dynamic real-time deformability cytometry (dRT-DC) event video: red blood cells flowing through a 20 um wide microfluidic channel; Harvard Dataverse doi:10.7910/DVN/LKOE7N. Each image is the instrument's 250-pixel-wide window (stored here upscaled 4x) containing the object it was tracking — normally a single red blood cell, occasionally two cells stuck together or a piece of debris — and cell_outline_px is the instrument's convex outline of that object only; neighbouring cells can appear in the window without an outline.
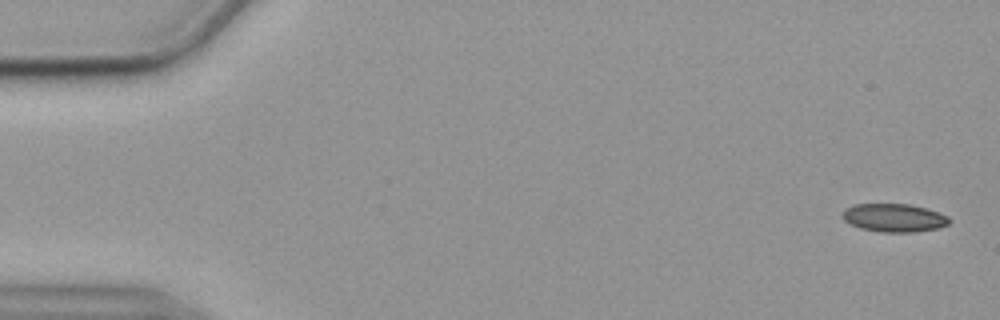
{"species": "common noctule bat (a hibernating species)", "species_latin": "Nyctalus noctula", "temperature_condition": "cold", "stored_images_in_passage": 49, "camera_frame_rate_fps": 3000, "um_per_image_px": 0.085, "animal": {"sex": "female", "body_mass_g": 19.9}, "frame": {"image": 1, "passage_image": 2, "time_ms": 0.333, "image_size_px": [1000, 320], "cell_outline_px": [[948, 224], [936, 228], [912, 232], [880, 232], [860, 228], [844, 220], [844, 208], [852, 204], [908, 204], [928, 208], [948, 216]], "centroid_in_image_um": [75.98, 18.5], "position_along_channel_um": 9.0, "area_um2": 17.4}}
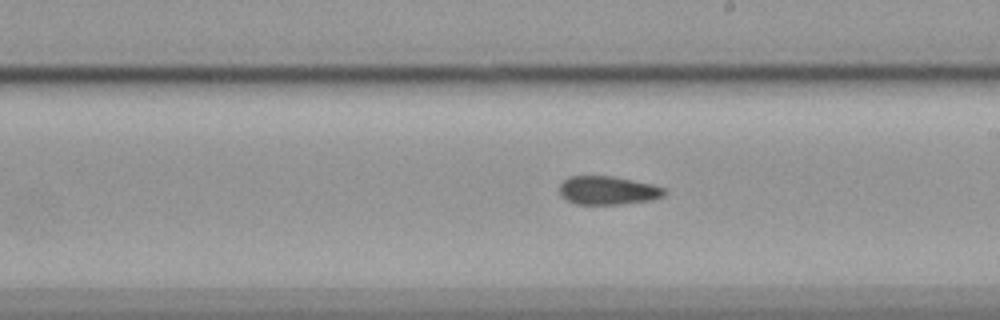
{"frame": {"image": 2, "passage_image": 32, "time_ms": 10.333, "image_size_px": [1000, 320], "cell_outline_px": [[668, 192], [664, 196], [652, 200], [624, 204], [576, 204], [560, 196], [560, 184], [568, 176], [612, 176], [652, 184], [664, 188]], "centroid_in_image_um": [51.69, 16.19], "position_along_channel_um": 237.3, "area_um2": 17.51}}
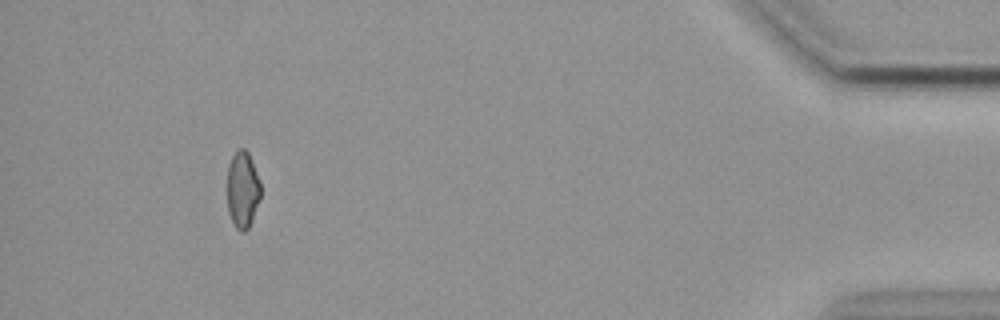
{"frame": {"image": 3, "passage_image": 45, "time_ms": 14.667, "image_size_px": [1000, 320], "cell_outline_px": [[260, 200], [252, 220], [248, 228], [244, 232], [240, 232], [236, 228], [228, 212], [228, 164], [232, 156], [240, 148], [244, 148], [248, 152], [260, 184]], "centroid_in_image_um": [20.62, 16.15], "position_along_channel_um": 414.6, "area_um2": 14.74}, "authors_computed_cell_mechanics": {"area_um2": 17.629, "velocity_mm_per_s": 3.5878, "shape_relaxation_time_tau1_ms": null, "shape_relaxation_time_tau2_ms": 6.6429, "deformation_change_tau1": null, "deformation_change_tau2": 0.1437}}